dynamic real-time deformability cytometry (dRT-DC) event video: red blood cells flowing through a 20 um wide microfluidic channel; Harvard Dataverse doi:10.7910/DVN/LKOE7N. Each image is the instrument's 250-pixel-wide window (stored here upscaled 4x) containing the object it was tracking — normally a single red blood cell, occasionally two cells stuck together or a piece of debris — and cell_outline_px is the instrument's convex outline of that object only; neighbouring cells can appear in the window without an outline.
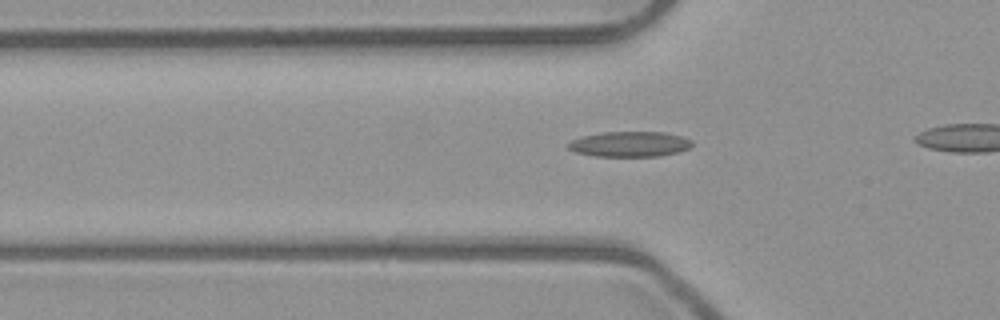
{"species": "common noctule bat (a hibernating species)", "species_latin": "Nyctalus noctula", "temperature_condition": "room temperature", "stored_images_in_passage": 37, "camera_frame_rate_fps": 3000, "um_per_image_px": 0.085, "animal": {"sex": "male", "body_mass_g": 23.1, "forearm_length_mm": 52.7}, "frame": {"image": 1, "passage_image": 13, "time_ms": 4.0, "image_size_px": [1000, 320], "cell_outline_px": [[692, 144], [688, 148], [680, 152], [660, 156], [592, 156], [572, 152], [568, 148], [568, 144], [572, 140], [584, 136], [604, 132], [664, 132], [684, 136], [692, 140]], "centroid_in_image_um": [53.54, 12.25], "position_along_channel_um": 72.3, "area_um2": 18.38}}
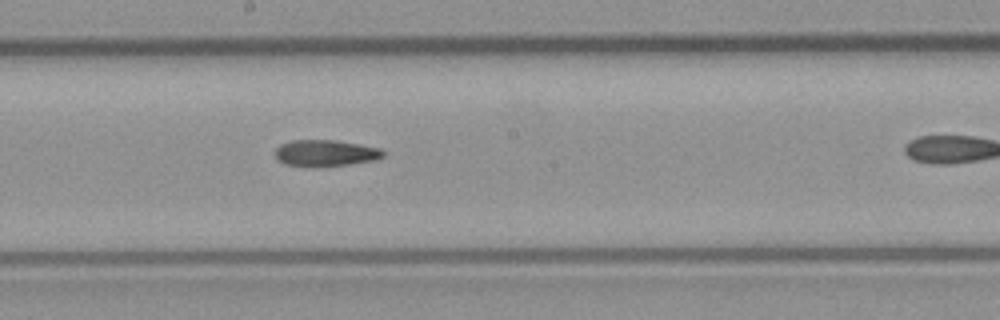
{"frame": {"image": 2, "passage_image": 24, "time_ms": 7.667, "image_size_px": [1000, 320], "cell_outline_px": [[384, 156], [376, 160], [348, 164], [284, 164], [276, 160], [272, 152], [280, 144], [292, 140], [336, 140], [360, 144], [380, 148], [384, 152]], "centroid_in_image_um": [27.64, 12.96], "position_along_channel_um": 220.6, "area_um2": 16.18}}
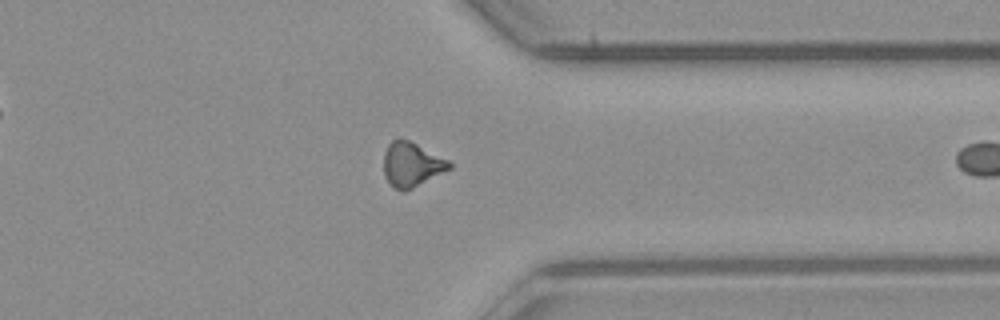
{"frame": {"image": 3, "passage_image": 36, "time_ms": 11.667, "image_size_px": [1000, 320], "cell_outline_px": [[452, 168], [404, 192], [400, 192], [384, 176], [384, 152], [388, 144], [396, 136], [400, 136], [448, 160], [452, 164]], "centroid_in_image_um": [34.96, 13.96], "position_along_channel_um": 376.4, "area_um2": 16.94}}